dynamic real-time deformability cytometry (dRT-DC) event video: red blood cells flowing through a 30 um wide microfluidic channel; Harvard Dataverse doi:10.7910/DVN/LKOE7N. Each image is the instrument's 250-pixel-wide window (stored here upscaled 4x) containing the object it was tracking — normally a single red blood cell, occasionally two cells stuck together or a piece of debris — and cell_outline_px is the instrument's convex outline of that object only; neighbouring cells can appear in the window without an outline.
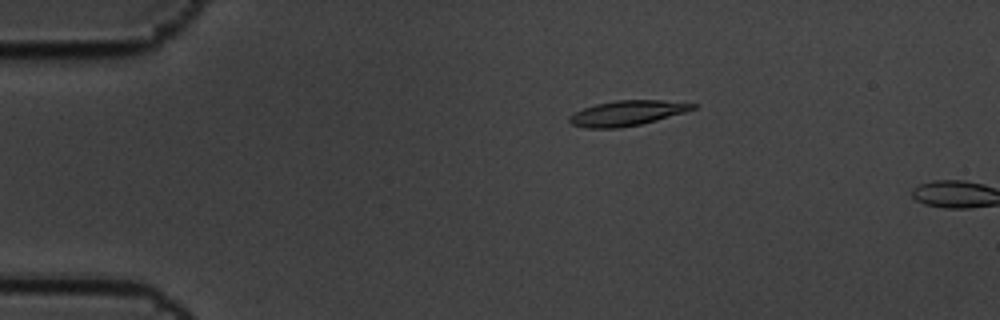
{"species": "common noctule bat (a hibernating species)", "species_latin": "Nyctalus noctula", "temperature_condition": "cold", "stored_images_in_passage": 2, "camera_frame_rate_fps": 3000, "um_per_image_px": 0.085, "animal": {"sex": "male", "body_mass_g": 19.5, "forearm_length_mm": 54.6}, "frame": {"image": 1, "passage_image": 1, "time_ms": 0.0, "image_size_px": [1000, 320], "cell_outline_px": [[700, 104], [696, 108], [684, 112], [656, 120], [640, 124], [620, 128], [584, 128], [572, 124], [568, 120], [568, 116], [584, 108], [596, 104], [616, 100], [660, 100]], "centroid_in_image_um": [53.3, 9.61], "position_along_channel_um": 31.7, "area_um2": 17.98}}